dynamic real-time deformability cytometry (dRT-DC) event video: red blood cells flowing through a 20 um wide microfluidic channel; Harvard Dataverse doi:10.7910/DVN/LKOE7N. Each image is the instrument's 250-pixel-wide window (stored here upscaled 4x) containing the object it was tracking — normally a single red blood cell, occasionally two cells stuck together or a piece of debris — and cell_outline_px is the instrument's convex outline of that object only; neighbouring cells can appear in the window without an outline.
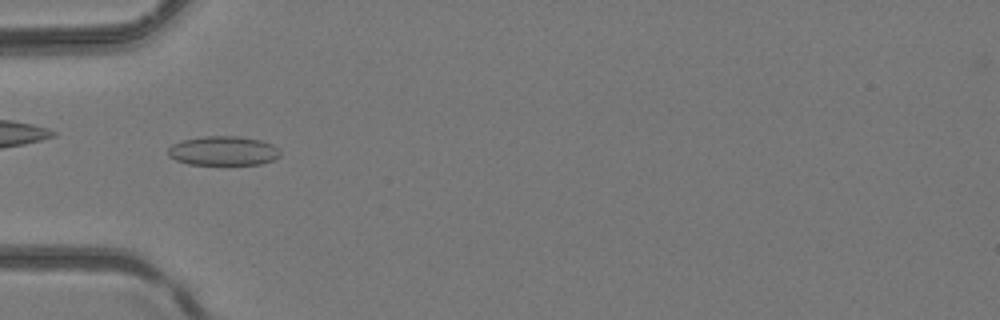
{"species": "common noctule bat (a hibernating species)", "species_latin": "Nyctalus noctula", "temperature_condition": "room temperature", "stored_images_in_passage": 5, "camera_frame_rate_fps": 3000, "um_per_image_px": 0.085, "animal": {"sex": "female", "body_mass_g": 24.6, "forearm_length_mm": 56.2}, "frame": {"image": 1, "passage_image": 4, "time_ms": 1.0, "image_size_px": [1000, 320], "cell_outline_px": [[280, 156], [272, 160], [260, 164], [188, 164], [176, 160], [168, 156], [168, 148], [172, 144], [184, 140], [204, 136], [240, 136], [260, 140], [272, 144], [280, 152]], "centroid_in_image_um": [18.96, 12.82], "position_along_channel_um": 66.0, "area_um2": 19.02}}
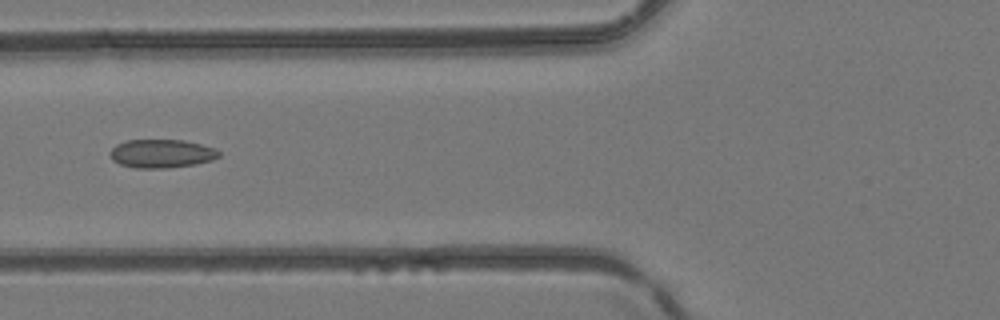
{"frame": {"image": 2, "passage_image": 5, "time_ms": 1.333, "image_size_px": [1000, 320], "cell_outline_px": [[220, 156], [212, 160], [196, 164], [168, 168], [136, 168], [120, 164], [112, 160], [108, 152], [116, 144], [128, 140], [184, 140], [216, 148], [220, 152]], "centroid_in_image_um": [13.73, 13.05], "position_along_channel_um": 112.1, "area_um2": 18.21}}